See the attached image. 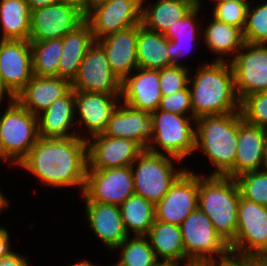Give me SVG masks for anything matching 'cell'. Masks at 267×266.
Returning a JSON list of instances; mask_svg holds the SVG:
<instances>
[{"instance_id":"obj_14","label":"cell","mask_w":267,"mask_h":266,"mask_svg":"<svg viewBox=\"0 0 267 266\" xmlns=\"http://www.w3.org/2000/svg\"><path fill=\"white\" fill-rule=\"evenodd\" d=\"M199 173L189 168L155 204V220L180 226L198 208Z\"/></svg>"},{"instance_id":"obj_4","label":"cell","mask_w":267,"mask_h":266,"mask_svg":"<svg viewBox=\"0 0 267 266\" xmlns=\"http://www.w3.org/2000/svg\"><path fill=\"white\" fill-rule=\"evenodd\" d=\"M240 197L235 178L199 172L198 208L228 245L235 240Z\"/></svg>"},{"instance_id":"obj_32","label":"cell","mask_w":267,"mask_h":266,"mask_svg":"<svg viewBox=\"0 0 267 266\" xmlns=\"http://www.w3.org/2000/svg\"><path fill=\"white\" fill-rule=\"evenodd\" d=\"M119 208L125 230L129 236L148 235L155 222V204L134 194L128 197Z\"/></svg>"},{"instance_id":"obj_27","label":"cell","mask_w":267,"mask_h":266,"mask_svg":"<svg viewBox=\"0 0 267 266\" xmlns=\"http://www.w3.org/2000/svg\"><path fill=\"white\" fill-rule=\"evenodd\" d=\"M95 41L90 24L84 19L63 37L58 77L71 81L77 76L89 46Z\"/></svg>"},{"instance_id":"obj_26","label":"cell","mask_w":267,"mask_h":266,"mask_svg":"<svg viewBox=\"0 0 267 266\" xmlns=\"http://www.w3.org/2000/svg\"><path fill=\"white\" fill-rule=\"evenodd\" d=\"M211 19L202 27L201 35L205 48L207 47L210 53H215L216 58L210 61L230 62L245 43L243 31L213 17Z\"/></svg>"},{"instance_id":"obj_8","label":"cell","mask_w":267,"mask_h":266,"mask_svg":"<svg viewBox=\"0 0 267 266\" xmlns=\"http://www.w3.org/2000/svg\"><path fill=\"white\" fill-rule=\"evenodd\" d=\"M180 228L185 248V264L208 262L231 252L208 216L199 208L187 216Z\"/></svg>"},{"instance_id":"obj_12","label":"cell","mask_w":267,"mask_h":266,"mask_svg":"<svg viewBox=\"0 0 267 266\" xmlns=\"http://www.w3.org/2000/svg\"><path fill=\"white\" fill-rule=\"evenodd\" d=\"M230 64L239 101L267 90V45L245 42Z\"/></svg>"},{"instance_id":"obj_16","label":"cell","mask_w":267,"mask_h":266,"mask_svg":"<svg viewBox=\"0 0 267 266\" xmlns=\"http://www.w3.org/2000/svg\"><path fill=\"white\" fill-rule=\"evenodd\" d=\"M87 142V169H110L131 166L145 149L131 139L97 134Z\"/></svg>"},{"instance_id":"obj_18","label":"cell","mask_w":267,"mask_h":266,"mask_svg":"<svg viewBox=\"0 0 267 266\" xmlns=\"http://www.w3.org/2000/svg\"><path fill=\"white\" fill-rule=\"evenodd\" d=\"M120 96L121 94L75 90L76 124L79 129L84 126L83 129L86 128V134H89L84 135V139L103 133L111 114L121 102ZM79 123L80 125H78Z\"/></svg>"},{"instance_id":"obj_23","label":"cell","mask_w":267,"mask_h":266,"mask_svg":"<svg viewBox=\"0 0 267 266\" xmlns=\"http://www.w3.org/2000/svg\"><path fill=\"white\" fill-rule=\"evenodd\" d=\"M72 81L58 76H33L15 99L35 116L72 90Z\"/></svg>"},{"instance_id":"obj_25","label":"cell","mask_w":267,"mask_h":266,"mask_svg":"<svg viewBox=\"0 0 267 266\" xmlns=\"http://www.w3.org/2000/svg\"><path fill=\"white\" fill-rule=\"evenodd\" d=\"M39 137L56 138L82 136L77 132L75 119V90L72 89L66 96L57 99L44 112L37 116ZM71 129V130H70Z\"/></svg>"},{"instance_id":"obj_45","label":"cell","mask_w":267,"mask_h":266,"mask_svg":"<svg viewBox=\"0 0 267 266\" xmlns=\"http://www.w3.org/2000/svg\"><path fill=\"white\" fill-rule=\"evenodd\" d=\"M7 230L5 227L0 226V259L14 252L13 248H11L10 233Z\"/></svg>"},{"instance_id":"obj_31","label":"cell","mask_w":267,"mask_h":266,"mask_svg":"<svg viewBox=\"0 0 267 266\" xmlns=\"http://www.w3.org/2000/svg\"><path fill=\"white\" fill-rule=\"evenodd\" d=\"M0 40H29L30 10L26 0H0Z\"/></svg>"},{"instance_id":"obj_19","label":"cell","mask_w":267,"mask_h":266,"mask_svg":"<svg viewBox=\"0 0 267 266\" xmlns=\"http://www.w3.org/2000/svg\"><path fill=\"white\" fill-rule=\"evenodd\" d=\"M159 78L160 69L138 67L121 81V102L133 109L149 113L157 110L163 96Z\"/></svg>"},{"instance_id":"obj_6","label":"cell","mask_w":267,"mask_h":266,"mask_svg":"<svg viewBox=\"0 0 267 266\" xmlns=\"http://www.w3.org/2000/svg\"><path fill=\"white\" fill-rule=\"evenodd\" d=\"M153 137L147 151L186 161L195 150V118L157 109L150 113Z\"/></svg>"},{"instance_id":"obj_51","label":"cell","mask_w":267,"mask_h":266,"mask_svg":"<svg viewBox=\"0 0 267 266\" xmlns=\"http://www.w3.org/2000/svg\"><path fill=\"white\" fill-rule=\"evenodd\" d=\"M154 266H184V265L170 261H158Z\"/></svg>"},{"instance_id":"obj_37","label":"cell","mask_w":267,"mask_h":266,"mask_svg":"<svg viewBox=\"0 0 267 266\" xmlns=\"http://www.w3.org/2000/svg\"><path fill=\"white\" fill-rule=\"evenodd\" d=\"M243 37L246 43L267 45V1L249 5Z\"/></svg>"},{"instance_id":"obj_42","label":"cell","mask_w":267,"mask_h":266,"mask_svg":"<svg viewBox=\"0 0 267 266\" xmlns=\"http://www.w3.org/2000/svg\"><path fill=\"white\" fill-rule=\"evenodd\" d=\"M195 44V41H172L167 39V52L172 65L188 67L187 64L184 65L183 61L181 62V59L191 53Z\"/></svg>"},{"instance_id":"obj_35","label":"cell","mask_w":267,"mask_h":266,"mask_svg":"<svg viewBox=\"0 0 267 266\" xmlns=\"http://www.w3.org/2000/svg\"><path fill=\"white\" fill-rule=\"evenodd\" d=\"M204 0H200L184 17L173 23L164 36L172 41H196L202 35V28L199 24L206 17L201 14ZM203 4V5H202ZM200 18V19H199ZM200 33V34H199Z\"/></svg>"},{"instance_id":"obj_10","label":"cell","mask_w":267,"mask_h":266,"mask_svg":"<svg viewBox=\"0 0 267 266\" xmlns=\"http://www.w3.org/2000/svg\"><path fill=\"white\" fill-rule=\"evenodd\" d=\"M135 194L131 166L110 169H87L86 185L81 197L84 202L120 206Z\"/></svg>"},{"instance_id":"obj_36","label":"cell","mask_w":267,"mask_h":266,"mask_svg":"<svg viewBox=\"0 0 267 266\" xmlns=\"http://www.w3.org/2000/svg\"><path fill=\"white\" fill-rule=\"evenodd\" d=\"M235 180L241 198L267 207V168L243 173Z\"/></svg>"},{"instance_id":"obj_49","label":"cell","mask_w":267,"mask_h":266,"mask_svg":"<svg viewBox=\"0 0 267 266\" xmlns=\"http://www.w3.org/2000/svg\"><path fill=\"white\" fill-rule=\"evenodd\" d=\"M5 194L0 189V214L2 215V212L8 209L10 206V199L8 200L7 196H4Z\"/></svg>"},{"instance_id":"obj_34","label":"cell","mask_w":267,"mask_h":266,"mask_svg":"<svg viewBox=\"0 0 267 266\" xmlns=\"http://www.w3.org/2000/svg\"><path fill=\"white\" fill-rule=\"evenodd\" d=\"M119 249L118 262L124 266H154L158 262L146 236H129L115 250Z\"/></svg>"},{"instance_id":"obj_5","label":"cell","mask_w":267,"mask_h":266,"mask_svg":"<svg viewBox=\"0 0 267 266\" xmlns=\"http://www.w3.org/2000/svg\"><path fill=\"white\" fill-rule=\"evenodd\" d=\"M0 113V161L18 166L39 139L38 118L15 98Z\"/></svg>"},{"instance_id":"obj_48","label":"cell","mask_w":267,"mask_h":266,"mask_svg":"<svg viewBox=\"0 0 267 266\" xmlns=\"http://www.w3.org/2000/svg\"><path fill=\"white\" fill-rule=\"evenodd\" d=\"M249 266H267V254L249 255Z\"/></svg>"},{"instance_id":"obj_52","label":"cell","mask_w":267,"mask_h":266,"mask_svg":"<svg viewBox=\"0 0 267 266\" xmlns=\"http://www.w3.org/2000/svg\"><path fill=\"white\" fill-rule=\"evenodd\" d=\"M184 266H209L206 262H199V263H188Z\"/></svg>"},{"instance_id":"obj_39","label":"cell","mask_w":267,"mask_h":266,"mask_svg":"<svg viewBox=\"0 0 267 266\" xmlns=\"http://www.w3.org/2000/svg\"><path fill=\"white\" fill-rule=\"evenodd\" d=\"M214 3L211 17L226 24L236 26L242 31L246 24L247 10L251 3L234 1H212Z\"/></svg>"},{"instance_id":"obj_38","label":"cell","mask_w":267,"mask_h":266,"mask_svg":"<svg viewBox=\"0 0 267 266\" xmlns=\"http://www.w3.org/2000/svg\"><path fill=\"white\" fill-rule=\"evenodd\" d=\"M240 113L245 122L267 128V94L253 93L240 101Z\"/></svg>"},{"instance_id":"obj_57","label":"cell","mask_w":267,"mask_h":266,"mask_svg":"<svg viewBox=\"0 0 267 266\" xmlns=\"http://www.w3.org/2000/svg\"><path fill=\"white\" fill-rule=\"evenodd\" d=\"M111 266H124V265H122L121 263H119V262L117 261V263H114V264L111 265Z\"/></svg>"},{"instance_id":"obj_50","label":"cell","mask_w":267,"mask_h":266,"mask_svg":"<svg viewBox=\"0 0 267 266\" xmlns=\"http://www.w3.org/2000/svg\"><path fill=\"white\" fill-rule=\"evenodd\" d=\"M70 266H99V265H96V263L83 259L82 261H77L74 264H71Z\"/></svg>"},{"instance_id":"obj_40","label":"cell","mask_w":267,"mask_h":266,"mask_svg":"<svg viewBox=\"0 0 267 266\" xmlns=\"http://www.w3.org/2000/svg\"><path fill=\"white\" fill-rule=\"evenodd\" d=\"M190 67L172 65L160 69L159 85L162 95H170L189 85Z\"/></svg>"},{"instance_id":"obj_28","label":"cell","mask_w":267,"mask_h":266,"mask_svg":"<svg viewBox=\"0 0 267 266\" xmlns=\"http://www.w3.org/2000/svg\"><path fill=\"white\" fill-rule=\"evenodd\" d=\"M200 0H142L141 23L147 29L165 34L169 27L184 17ZM146 4V5H145Z\"/></svg>"},{"instance_id":"obj_43","label":"cell","mask_w":267,"mask_h":266,"mask_svg":"<svg viewBox=\"0 0 267 266\" xmlns=\"http://www.w3.org/2000/svg\"><path fill=\"white\" fill-rule=\"evenodd\" d=\"M206 263L209 266H249V256H241L230 252L227 256Z\"/></svg>"},{"instance_id":"obj_33","label":"cell","mask_w":267,"mask_h":266,"mask_svg":"<svg viewBox=\"0 0 267 266\" xmlns=\"http://www.w3.org/2000/svg\"><path fill=\"white\" fill-rule=\"evenodd\" d=\"M33 73L38 77L58 76L63 38L42 42H30Z\"/></svg>"},{"instance_id":"obj_3","label":"cell","mask_w":267,"mask_h":266,"mask_svg":"<svg viewBox=\"0 0 267 266\" xmlns=\"http://www.w3.org/2000/svg\"><path fill=\"white\" fill-rule=\"evenodd\" d=\"M238 112L195 119V152L201 151L214 168L208 176L235 178Z\"/></svg>"},{"instance_id":"obj_11","label":"cell","mask_w":267,"mask_h":266,"mask_svg":"<svg viewBox=\"0 0 267 266\" xmlns=\"http://www.w3.org/2000/svg\"><path fill=\"white\" fill-rule=\"evenodd\" d=\"M142 0H105L91 5L84 17L95 40L141 23Z\"/></svg>"},{"instance_id":"obj_47","label":"cell","mask_w":267,"mask_h":266,"mask_svg":"<svg viewBox=\"0 0 267 266\" xmlns=\"http://www.w3.org/2000/svg\"><path fill=\"white\" fill-rule=\"evenodd\" d=\"M29 6V10H35L41 7L49 6L51 4L57 3L60 0H26Z\"/></svg>"},{"instance_id":"obj_58","label":"cell","mask_w":267,"mask_h":266,"mask_svg":"<svg viewBox=\"0 0 267 266\" xmlns=\"http://www.w3.org/2000/svg\"><path fill=\"white\" fill-rule=\"evenodd\" d=\"M3 102H4L3 99H1V100H0V105H3V104H2Z\"/></svg>"},{"instance_id":"obj_21","label":"cell","mask_w":267,"mask_h":266,"mask_svg":"<svg viewBox=\"0 0 267 266\" xmlns=\"http://www.w3.org/2000/svg\"><path fill=\"white\" fill-rule=\"evenodd\" d=\"M87 225L94 236L112 251L129 237L125 230L120 208L117 205L85 202Z\"/></svg>"},{"instance_id":"obj_20","label":"cell","mask_w":267,"mask_h":266,"mask_svg":"<svg viewBox=\"0 0 267 266\" xmlns=\"http://www.w3.org/2000/svg\"><path fill=\"white\" fill-rule=\"evenodd\" d=\"M102 134L134 140L146 150L153 137V119L149 112L133 109L120 102Z\"/></svg>"},{"instance_id":"obj_2","label":"cell","mask_w":267,"mask_h":266,"mask_svg":"<svg viewBox=\"0 0 267 266\" xmlns=\"http://www.w3.org/2000/svg\"><path fill=\"white\" fill-rule=\"evenodd\" d=\"M203 63L193 70L195 74L190 73L189 78L193 117L196 119L240 111L230 62Z\"/></svg>"},{"instance_id":"obj_1","label":"cell","mask_w":267,"mask_h":266,"mask_svg":"<svg viewBox=\"0 0 267 266\" xmlns=\"http://www.w3.org/2000/svg\"><path fill=\"white\" fill-rule=\"evenodd\" d=\"M47 187L76 188L83 194L88 168L87 142L79 136L39 137L17 166Z\"/></svg>"},{"instance_id":"obj_44","label":"cell","mask_w":267,"mask_h":266,"mask_svg":"<svg viewBox=\"0 0 267 266\" xmlns=\"http://www.w3.org/2000/svg\"><path fill=\"white\" fill-rule=\"evenodd\" d=\"M27 259V256L22 255L15 250L10 255L0 259V266H29Z\"/></svg>"},{"instance_id":"obj_46","label":"cell","mask_w":267,"mask_h":266,"mask_svg":"<svg viewBox=\"0 0 267 266\" xmlns=\"http://www.w3.org/2000/svg\"><path fill=\"white\" fill-rule=\"evenodd\" d=\"M67 5L74 7L78 10L84 17L88 14L90 10V1L89 0H60Z\"/></svg>"},{"instance_id":"obj_56","label":"cell","mask_w":267,"mask_h":266,"mask_svg":"<svg viewBox=\"0 0 267 266\" xmlns=\"http://www.w3.org/2000/svg\"><path fill=\"white\" fill-rule=\"evenodd\" d=\"M264 133H265V142H266V149H267V128L264 129Z\"/></svg>"},{"instance_id":"obj_29","label":"cell","mask_w":267,"mask_h":266,"mask_svg":"<svg viewBox=\"0 0 267 266\" xmlns=\"http://www.w3.org/2000/svg\"><path fill=\"white\" fill-rule=\"evenodd\" d=\"M146 237L158 261L185 265V248L180 226L155 220Z\"/></svg>"},{"instance_id":"obj_15","label":"cell","mask_w":267,"mask_h":266,"mask_svg":"<svg viewBox=\"0 0 267 266\" xmlns=\"http://www.w3.org/2000/svg\"><path fill=\"white\" fill-rule=\"evenodd\" d=\"M74 90L102 94H121V80L111 70L103 46L95 40L88 48L77 76Z\"/></svg>"},{"instance_id":"obj_9","label":"cell","mask_w":267,"mask_h":266,"mask_svg":"<svg viewBox=\"0 0 267 266\" xmlns=\"http://www.w3.org/2000/svg\"><path fill=\"white\" fill-rule=\"evenodd\" d=\"M229 247L241 256L267 254V207L240 197L235 240Z\"/></svg>"},{"instance_id":"obj_22","label":"cell","mask_w":267,"mask_h":266,"mask_svg":"<svg viewBox=\"0 0 267 266\" xmlns=\"http://www.w3.org/2000/svg\"><path fill=\"white\" fill-rule=\"evenodd\" d=\"M267 168L264 129L245 122L238 111V140L235 157V177Z\"/></svg>"},{"instance_id":"obj_55","label":"cell","mask_w":267,"mask_h":266,"mask_svg":"<svg viewBox=\"0 0 267 266\" xmlns=\"http://www.w3.org/2000/svg\"><path fill=\"white\" fill-rule=\"evenodd\" d=\"M90 1V5H93L95 3H100L102 1H105V0H89Z\"/></svg>"},{"instance_id":"obj_17","label":"cell","mask_w":267,"mask_h":266,"mask_svg":"<svg viewBox=\"0 0 267 266\" xmlns=\"http://www.w3.org/2000/svg\"><path fill=\"white\" fill-rule=\"evenodd\" d=\"M84 19L78 10L61 1L32 10L29 42L63 38Z\"/></svg>"},{"instance_id":"obj_53","label":"cell","mask_w":267,"mask_h":266,"mask_svg":"<svg viewBox=\"0 0 267 266\" xmlns=\"http://www.w3.org/2000/svg\"><path fill=\"white\" fill-rule=\"evenodd\" d=\"M211 1H234V2H238V3H252L253 1L249 2L250 0H210Z\"/></svg>"},{"instance_id":"obj_30","label":"cell","mask_w":267,"mask_h":266,"mask_svg":"<svg viewBox=\"0 0 267 266\" xmlns=\"http://www.w3.org/2000/svg\"><path fill=\"white\" fill-rule=\"evenodd\" d=\"M138 67L143 69H163L172 66L167 52V38L164 34L147 29L138 24L137 39Z\"/></svg>"},{"instance_id":"obj_41","label":"cell","mask_w":267,"mask_h":266,"mask_svg":"<svg viewBox=\"0 0 267 266\" xmlns=\"http://www.w3.org/2000/svg\"><path fill=\"white\" fill-rule=\"evenodd\" d=\"M158 109L183 116H193L189 85L176 93L163 95Z\"/></svg>"},{"instance_id":"obj_7","label":"cell","mask_w":267,"mask_h":266,"mask_svg":"<svg viewBox=\"0 0 267 266\" xmlns=\"http://www.w3.org/2000/svg\"><path fill=\"white\" fill-rule=\"evenodd\" d=\"M181 166V160L164 154L145 150L131 165L135 194L153 204L159 202L174 182L188 169ZM181 163V164H180Z\"/></svg>"},{"instance_id":"obj_24","label":"cell","mask_w":267,"mask_h":266,"mask_svg":"<svg viewBox=\"0 0 267 266\" xmlns=\"http://www.w3.org/2000/svg\"><path fill=\"white\" fill-rule=\"evenodd\" d=\"M138 25L97 40L104 48L111 70L122 81L138 68Z\"/></svg>"},{"instance_id":"obj_54","label":"cell","mask_w":267,"mask_h":266,"mask_svg":"<svg viewBox=\"0 0 267 266\" xmlns=\"http://www.w3.org/2000/svg\"><path fill=\"white\" fill-rule=\"evenodd\" d=\"M0 98L3 99V79H2L1 70H0Z\"/></svg>"},{"instance_id":"obj_13","label":"cell","mask_w":267,"mask_h":266,"mask_svg":"<svg viewBox=\"0 0 267 266\" xmlns=\"http://www.w3.org/2000/svg\"><path fill=\"white\" fill-rule=\"evenodd\" d=\"M3 100L15 98L34 76L29 40H0Z\"/></svg>"}]
</instances>
